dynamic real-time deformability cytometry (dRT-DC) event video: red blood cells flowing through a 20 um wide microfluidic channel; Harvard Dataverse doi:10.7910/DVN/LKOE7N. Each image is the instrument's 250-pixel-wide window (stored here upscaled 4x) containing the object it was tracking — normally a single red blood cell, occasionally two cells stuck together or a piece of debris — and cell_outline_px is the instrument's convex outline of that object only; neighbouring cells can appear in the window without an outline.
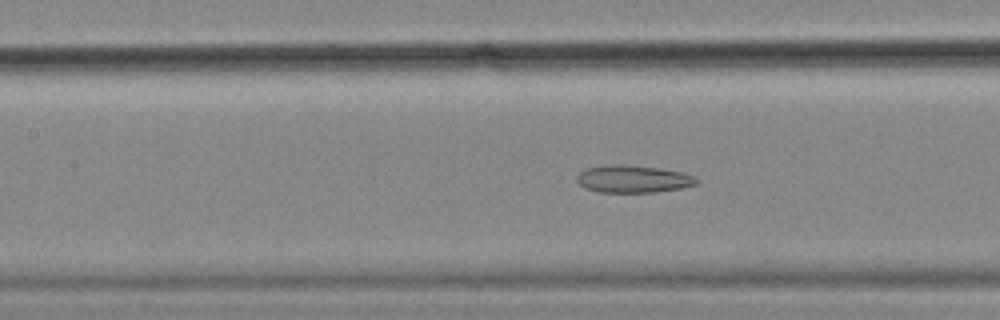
{"species": "common noctule bat (a hibernating species)", "species_latin": "Nyctalus noctula", "temperature_condition": "cold", "stored_images_in_passage": 23, "camera_frame_rate_fps": 3000, "um_per_image_px": 0.085, "animal": {"sex": "female", "body_mass_g": 18.4}, "frame": {"image": 1, "passage_image": 10, "time_ms": 3.0, "image_size_px": [1000, 320], "cell_outline_px": [[700, 180], [696, 184], [680, 188], [656, 192], [600, 192], [584, 188], [576, 180], [576, 176], [580, 172], [588, 168], [656, 168], [684, 172], [696, 176]], "centroid_in_image_um": [53.9, 15.28], "position_along_channel_um": 153.5, "area_um2": 17.98}}
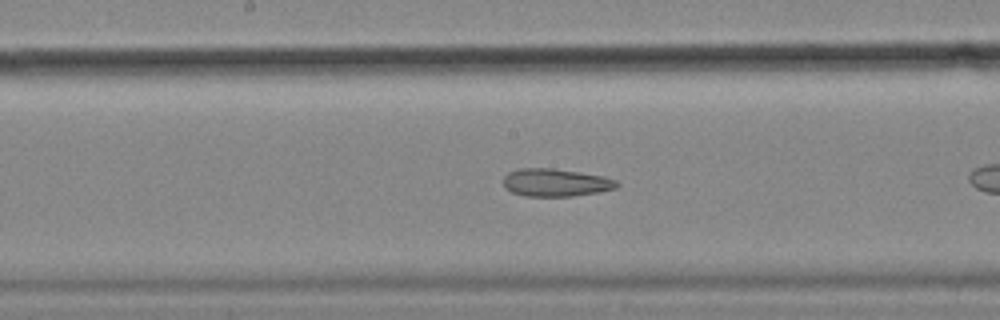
{"frame": {"image": 2, "passage_image": 14, "time_ms": 4.333, "image_size_px": [1000, 320], "cell_outline_px": [[620, 184], [616, 188], [596, 192], [572, 196], [524, 196], [512, 192], [504, 188], [504, 176], [508, 172], [520, 168], [552, 168], [580, 172], [604, 176], [616, 180]], "centroid_in_image_um": [47.22, 15.51], "position_along_channel_um": 201.0, "area_um2": 18.38}}